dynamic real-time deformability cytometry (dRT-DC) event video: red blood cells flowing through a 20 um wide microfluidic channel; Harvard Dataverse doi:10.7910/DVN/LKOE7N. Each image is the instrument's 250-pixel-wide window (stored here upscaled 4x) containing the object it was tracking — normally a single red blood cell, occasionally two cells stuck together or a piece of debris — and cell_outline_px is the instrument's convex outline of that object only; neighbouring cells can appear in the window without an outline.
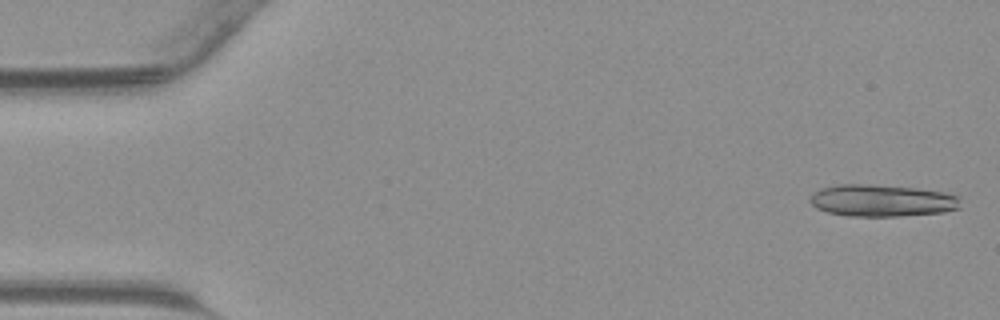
{"species": "common noctule bat (a hibernating species)", "species_latin": "Nyctalus noctula", "temperature_condition": "warm", "stored_images_in_passage": 12, "camera_frame_rate_fps": 3000, "um_per_image_px": 0.085, "animal": {"sex": "male", "body_mass_g": 23.1, "forearm_length_mm": 52.7}, "frame": {"image": 1, "passage_image": 1, "time_ms": 0.0, "image_size_px": [1000, 320], "cell_outline_px": [[960, 208], [944, 212], [900, 216], [848, 216], [828, 212], [816, 208], [808, 200], [812, 192], [820, 188], [836, 184], [876, 184], [916, 188], [944, 192], [960, 196]], "centroid_in_image_um": [74.95, 17.04], "position_along_channel_um": 10.1, "area_um2": 28.44}}